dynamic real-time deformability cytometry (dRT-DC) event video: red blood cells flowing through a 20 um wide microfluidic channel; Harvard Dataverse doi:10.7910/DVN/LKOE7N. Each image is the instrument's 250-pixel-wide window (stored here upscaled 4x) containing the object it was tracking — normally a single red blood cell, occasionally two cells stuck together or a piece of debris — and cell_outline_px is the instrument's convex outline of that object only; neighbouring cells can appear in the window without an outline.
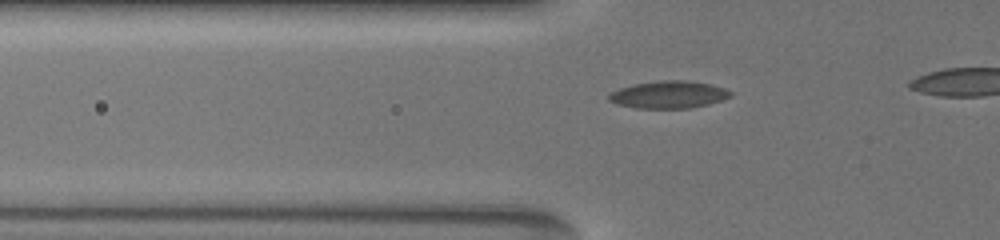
{"species": "common noctule bat (a hibernating species)", "species_latin": "Nyctalus noctula", "temperature_condition": "warm", "stored_images_in_passage": 20, "segment_of_instrument_passage": [1, 2], "camera_frame_rate_fps": 3000, "um_per_image_px": 0.085, "animal": {"sex": "female", "body_mass_g": 19.5, "forearm_length_mm": 54.1}, "frame": {"image": 1, "passage_image": 8, "time_ms": 4.667, "image_size_px": [1000, 240], "cell_outline_px": [[732, 96], [708, 104], [692, 108], [636, 108], [616, 104], [608, 100], [608, 96], [612, 92], [620, 88], [636, 84], [668, 80], [684, 80], [708, 84], [724, 88], [732, 92]], "centroid_in_image_um": [56.83, 8.06], "position_along_channel_um": 69.0, "area_um2": 19.07}}
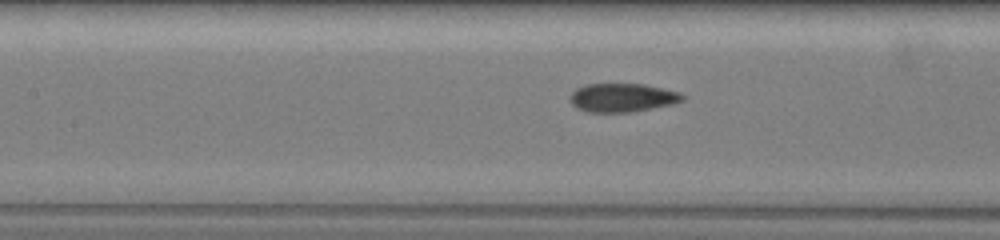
{"frame": {"image": 2, "passage_image": 13, "time_ms": 7.0, "image_size_px": [1000, 240], "cell_outline_px": [[684, 100], [668, 104], [628, 112], [588, 112], [576, 108], [572, 104], [572, 92], [576, 88], [588, 84], [644, 84], [680, 92], [684, 96]], "centroid_in_image_um": [52.88, 8.29], "position_along_channel_um": 154.5, "area_um2": 18.32}}
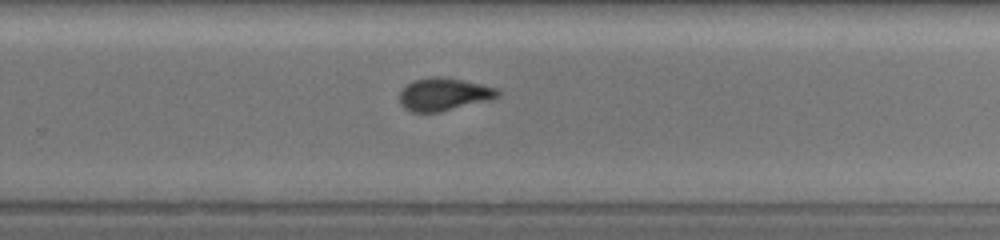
{"frame": {"image": 3, "passage_image": 19, "time_ms": 10.667, "image_size_px": [1000, 240], "cell_outline_px": [[500, 96], [488, 100], [436, 112], [412, 112], [404, 108], [400, 104], [400, 92], [408, 84], [416, 80], [436, 76], [460, 80], [480, 84], [496, 88], [500, 92]], "centroid_in_image_um": [37.7, 8.02], "position_along_channel_um": 292.1, "area_um2": 18.15}}